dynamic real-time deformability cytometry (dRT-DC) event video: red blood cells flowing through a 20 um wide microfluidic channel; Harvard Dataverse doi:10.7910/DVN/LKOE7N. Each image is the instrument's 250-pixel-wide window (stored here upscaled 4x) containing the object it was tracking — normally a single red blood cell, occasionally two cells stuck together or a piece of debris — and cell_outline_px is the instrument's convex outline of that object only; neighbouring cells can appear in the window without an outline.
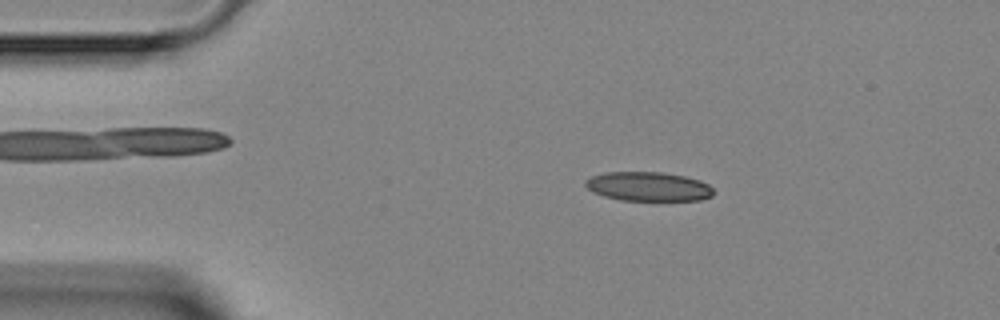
{"species": "Egyptian fruit bat (a non-hibernating species)", "species_latin": "Rousettus aegyptiacus", "temperature_condition": "room temperature", "stored_images_in_passage": 2, "camera_frame_rate_fps": 3000, "um_per_image_px": 0.085, "animal": {"sex": "female"}, "frame": {"image": 1, "passage_image": 1, "time_ms": 0.0, "image_size_px": [1000, 320], "cell_outline_px": [[712, 196], [700, 200], [620, 200], [604, 196], [592, 192], [584, 184], [584, 180], [592, 176], [604, 172], [660, 172], [684, 176], [700, 180], [708, 184], [712, 188]], "centroid_in_image_um": [55.07, 15.85], "position_along_channel_um": 29.9, "area_um2": 21.73}}